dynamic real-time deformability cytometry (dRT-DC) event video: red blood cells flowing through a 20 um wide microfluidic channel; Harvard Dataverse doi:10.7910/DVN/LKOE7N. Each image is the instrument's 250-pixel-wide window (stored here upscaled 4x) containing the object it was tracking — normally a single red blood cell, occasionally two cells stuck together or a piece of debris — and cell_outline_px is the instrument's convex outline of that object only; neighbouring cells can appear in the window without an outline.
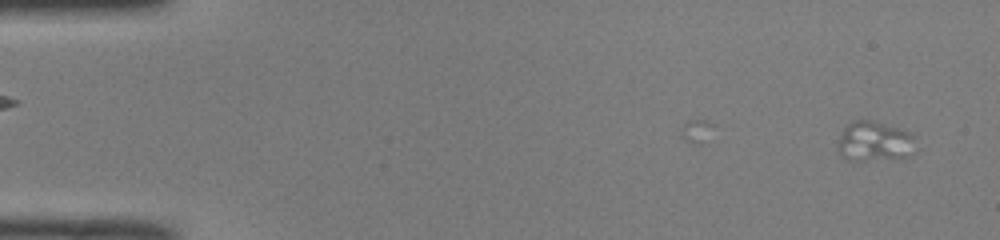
{"species": "common noctule bat (a hibernating species)", "species_latin": "Nyctalus noctula", "temperature_condition": "room temperature", "stored_images_in_passage": 15, "camera_frame_rate_fps": 3000, "um_per_image_px": 0.085, "animal": {"sex": "male", "body_mass_g": 19.0, "forearm_length_mm": 50.8}, "frame": {"image": 1, "passage_image": 1, "time_ms": 0.0, "image_size_px": [1000, 240], "cell_outline_px": [[916, 152], [908, 156], [864, 160], [848, 160], [840, 152], [840, 140], [844, 128], [848, 124], [856, 120], [872, 120], [908, 132], [916, 136]], "centroid_in_image_um": [74.41, 12.01], "position_along_channel_um": 10.6, "area_um2": 17.69}}
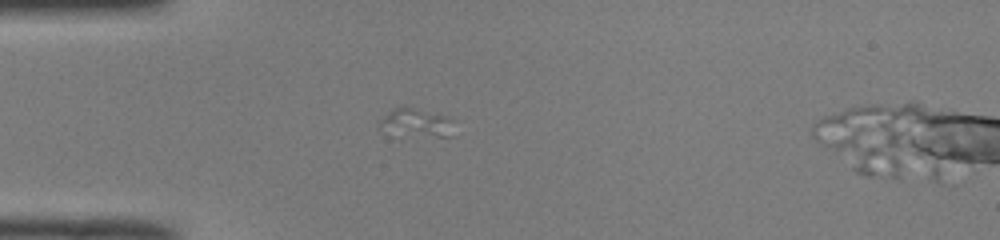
{"frame": {"image": 2, "passage_image": 13, "time_ms": 4.0, "image_size_px": [1000, 240], "cell_outline_px": [[452, 136], [440, 136], [376, 124], [384, 116], [396, 108], [404, 104], [444, 116], [448, 120]], "centroid_in_image_um": [35.44, 10.29], "position_along_channel_um": 49.6, "area_um2": 10.23}}